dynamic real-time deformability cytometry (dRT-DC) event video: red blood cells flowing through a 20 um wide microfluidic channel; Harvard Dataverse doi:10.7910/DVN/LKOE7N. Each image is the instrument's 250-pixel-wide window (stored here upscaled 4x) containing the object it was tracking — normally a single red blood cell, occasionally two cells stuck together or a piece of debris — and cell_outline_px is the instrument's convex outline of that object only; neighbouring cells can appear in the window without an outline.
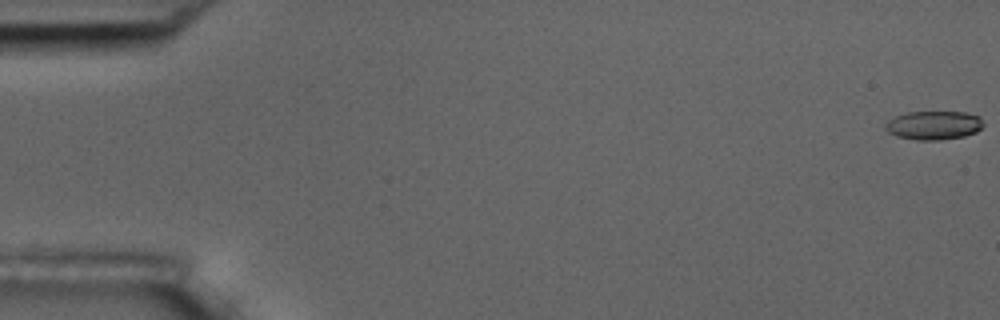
{"species": "common noctule bat (a hibernating species)", "species_latin": "Nyctalus noctula", "temperature_condition": "room temperature", "stored_images_in_passage": 25, "camera_frame_rate_fps": 3000, "um_per_image_px": 0.085, "animal": {"sex": "male", "body_mass_g": 17.5, "forearm_length_mm": 52.3}, "frame": {"image": 1, "passage_image": 1, "time_ms": 0.0, "image_size_px": [1000, 320], "cell_outline_px": [[984, 124], [976, 132], [964, 136], [940, 140], [916, 140], [896, 136], [888, 132], [884, 128], [884, 124], [888, 120], [896, 116], [908, 112], [964, 112], [980, 116]], "centroid_in_image_um": [79.35, 10.65], "position_along_channel_um": 5.6, "area_um2": 16.47}}
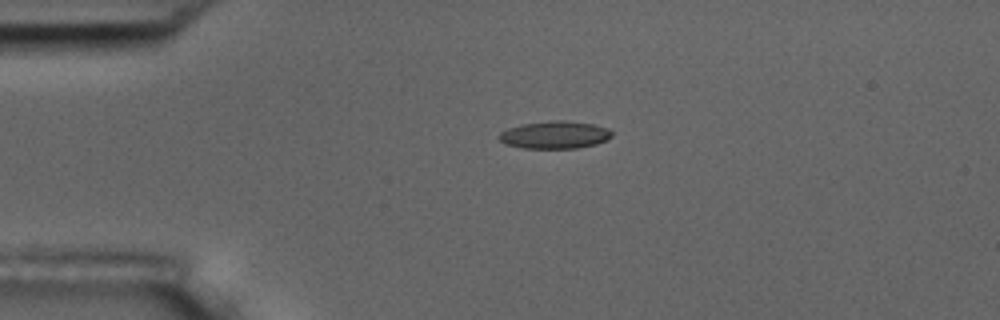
{"frame": {"image": 2, "passage_image": 14, "time_ms": 4.333, "image_size_px": [1000, 320], "cell_outline_px": [[612, 136], [596, 144], [576, 148], [520, 148], [508, 144], [500, 140], [496, 136], [500, 132], [508, 128], [520, 124], [556, 120], [564, 120], [592, 124], [608, 128], [612, 132]], "centroid_in_image_um": [47.12, 11.46], "position_along_channel_um": 37.9, "area_um2": 18.03}}